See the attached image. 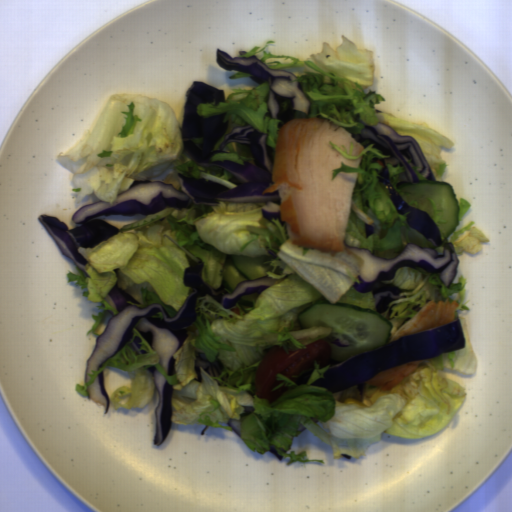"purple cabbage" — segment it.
<instances>
[{
  "mask_svg": "<svg viewBox=\"0 0 512 512\" xmlns=\"http://www.w3.org/2000/svg\"><path fill=\"white\" fill-rule=\"evenodd\" d=\"M86 391L89 400L100 404L104 408V415L107 414L110 406V396L105 388L103 370L95 377L93 383L87 386Z\"/></svg>",
  "mask_w": 512,
  "mask_h": 512,
  "instance_id": "9cd0cae8",
  "label": "purple cabbage"
},
{
  "mask_svg": "<svg viewBox=\"0 0 512 512\" xmlns=\"http://www.w3.org/2000/svg\"><path fill=\"white\" fill-rule=\"evenodd\" d=\"M461 349H465V339L458 318L452 323L403 336L394 342L355 354L330 366L323 378L309 386L325 388L336 394L393 367L414 360H431Z\"/></svg>",
  "mask_w": 512,
  "mask_h": 512,
  "instance_id": "f65ffa83",
  "label": "purple cabbage"
},
{
  "mask_svg": "<svg viewBox=\"0 0 512 512\" xmlns=\"http://www.w3.org/2000/svg\"><path fill=\"white\" fill-rule=\"evenodd\" d=\"M351 137L363 149L373 145V148L379 149L381 154L387 156L371 160V163L380 164L382 167L377 176L378 182L385 184L390 200L399 214L405 215V220L412 229L418 230L423 237L434 243L435 247L443 245L441 231L434 218L427 211L410 206L398 192V185L402 183L420 182L413 168H418V173L427 181H436L417 140L411 135H399L387 124L380 122L376 125L366 124L359 133H351ZM387 163H391L393 167L400 164L405 169L397 177V191L388 182Z\"/></svg>",
  "mask_w": 512,
  "mask_h": 512,
  "instance_id": "39781b68",
  "label": "purple cabbage"
},
{
  "mask_svg": "<svg viewBox=\"0 0 512 512\" xmlns=\"http://www.w3.org/2000/svg\"><path fill=\"white\" fill-rule=\"evenodd\" d=\"M363 230L365 232V239L370 237L375 231L374 227L371 224H367L365 221L363 225Z\"/></svg>",
  "mask_w": 512,
  "mask_h": 512,
  "instance_id": "7bc51332",
  "label": "purple cabbage"
},
{
  "mask_svg": "<svg viewBox=\"0 0 512 512\" xmlns=\"http://www.w3.org/2000/svg\"><path fill=\"white\" fill-rule=\"evenodd\" d=\"M216 63L226 70H238L250 73V80L262 84L267 82L269 93L267 108L272 119H280L278 128L290 121L296 120L299 112L307 115L310 112L311 101L302 90L297 76L286 70L270 69L258 57L252 55L249 58H232L227 51L216 48Z\"/></svg>",
  "mask_w": 512,
  "mask_h": 512,
  "instance_id": "8b30caba",
  "label": "purple cabbage"
},
{
  "mask_svg": "<svg viewBox=\"0 0 512 512\" xmlns=\"http://www.w3.org/2000/svg\"><path fill=\"white\" fill-rule=\"evenodd\" d=\"M347 252L359 258L361 267L353 288L359 293L371 292L375 299V309L380 315L388 310L391 302L399 298L401 293L413 291L403 289L396 284L385 283L394 279L396 272L402 268H421L425 272L437 274L442 284L450 287L453 283L458 268L459 258L456 254L454 243L446 242L442 254L436 252L433 247H419L409 242L407 248L395 259L376 257L371 250L350 246L344 241Z\"/></svg>",
  "mask_w": 512,
  "mask_h": 512,
  "instance_id": "9ea6ddef",
  "label": "purple cabbage"
},
{
  "mask_svg": "<svg viewBox=\"0 0 512 512\" xmlns=\"http://www.w3.org/2000/svg\"><path fill=\"white\" fill-rule=\"evenodd\" d=\"M314 372V367L313 369H307V370H304V371H301L298 375H297V378H296V385L297 387L298 386H303V385H307L312 374Z\"/></svg>",
  "mask_w": 512,
  "mask_h": 512,
  "instance_id": "45c4457a",
  "label": "purple cabbage"
},
{
  "mask_svg": "<svg viewBox=\"0 0 512 512\" xmlns=\"http://www.w3.org/2000/svg\"><path fill=\"white\" fill-rule=\"evenodd\" d=\"M255 411V407L244 406V412L240 414V419H230L227 421V426L232 427V431L240 438L241 437V425L243 421Z\"/></svg>",
  "mask_w": 512,
  "mask_h": 512,
  "instance_id": "4d1481cc",
  "label": "purple cabbage"
},
{
  "mask_svg": "<svg viewBox=\"0 0 512 512\" xmlns=\"http://www.w3.org/2000/svg\"><path fill=\"white\" fill-rule=\"evenodd\" d=\"M279 461H282L283 459V455L281 454H278L277 450L275 447L273 446H270V450H269Z\"/></svg>",
  "mask_w": 512,
  "mask_h": 512,
  "instance_id": "7f2bcce9",
  "label": "purple cabbage"
},
{
  "mask_svg": "<svg viewBox=\"0 0 512 512\" xmlns=\"http://www.w3.org/2000/svg\"><path fill=\"white\" fill-rule=\"evenodd\" d=\"M305 429H307L301 422L299 423L298 427H297V431H304Z\"/></svg>",
  "mask_w": 512,
  "mask_h": 512,
  "instance_id": "61c92939",
  "label": "purple cabbage"
},
{
  "mask_svg": "<svg viewBox=\"0 0 512 512\" xmlns=\"http://www.w3.org/2000/svg\"><path fill=\"white\" fill-rule=\"evenodd\" d=\"M200 368H202L204 372L210 377L218 378L221 376L225 367L219 360V353L216 355L214 361L211 362L210 360L206 359L204 352H197L195 355L194 367V371L196 372L197 377L194 380L202 382L203 378Z\"/></svg>",
  "mask_w": 512,
  "mask_h": 512,
  "instance_id": "38c2f254",
  "label": "purple cabbage"
},
{
  "mask_svg": "<svg viewBox=\"0 0 512 512\" xmlns=\"http://www.w3.org/2000/svg\"><path fill=\"white\" fill-rule=\"evenodd\" d=\"M331 344H333L334 346L338 347V348H344V347H348L350 346V343H347V342H344L342 341L341 339H335L333 340L332 342H330Z\"/></svg>",
  "mask_w": 512,
  "mask_h": 512,
  "instance_id": "ad9c8063",
  "label": "purple cabbage"
},
{
  "mask_svg": "<svg viewBox=\"0 0 512 512\" xmlns=\"http://www.w3.org/2000/svg\"><path fill=\"white\" fill-rule=\"evenodd\" d=\"M188 267L183 273V283L189 287L188 294L181 309L174 315L165 310L161 304H151L147 308H139L128 302L141 305L133 295L116 284L105 297L107 303L117 310L118 314L109 319L102 334L97 337V344L86 360L84 383L90 381L89 374L98 370L109 359L119 354L127 344L134 354H146L140 349L141 337L159 358V364L167 376L176 372L174 354L183 346L188 337L187 328L191 326L199 313L196 302L199 297L209 295L224 309L235 306L243 296L254 293L261 294L271 286L287 278L274 279L265 275L262 278L240 282L233 291L226 288L222 279L220 288L213 287L202 277L203 259L193 260L185 255ZM134 329L141 337L133 338ZM94 375V374H93Z\"/></svg>",
  "mask_w": 512,
  "mask_h": 512,
  "instance_id": "ea28d5fd",
  "label": "purple cabbage"
},
{
  "mask_svg": "<svg viewBox=\"0 0 512 512\" xmlns=\"http://www.w3.org/2000/svg\"><path fill=\"white\" fill-rule=\"evenodd\" d=\"M225 101V92L202 81L194 82L187 91L184 102L182 123L183 138H203L202 148L193 141H182L185 153L199 167L219 166L231 173L229 181L237 185L228 189L224 185L205 178H188L176 173L181 191L173 183L162 180H135L128 190L118 194L112 202L97 201L77 210L72 220L78 225L69 229L67 224L55 216L40 214L38 221L57 244L61 252L70 258L75 265L90 278L85 271L87 259L78 251L79 248L94 249L100 243L120 233L118 228L100 216L122 215L133 217L135 214H157L166 207H175L181 211L193 205H215L219 201L227 203L266 202L262 207L263 217L278 219L283 226L281 197L279 189L272 192L264 190L272 186L274 173L273 148L268 144V129L265 133L256 130L250 124L236 125L230 132V120L224 121L226 112L205 118L197 113L201 103H215L216 106ZM228 132V133H227ZM227 133V134H226ZM226 134V135H225ZM225 135V136H224ZM224 136L219 151H212L216 143ZM231 141L243 142L253 153L255 165L244 162L240 165L233 161L210 162L214 154L225 152L222 149Z\"/></svg>",
  "mask_w": 512,
  "mask_h": 512,
  "instance_id": "c1f60e8f",
  "label": "purple cabbage"
},
{
  "mask_svg": "<svg viewBox=\"0 0 512 512\" xmlns=\"http://www.w3.org/2000/svg\"><path fill=\"white\" fill-rule=\"evenodd\" d=\"M155 384L159 400L155 410L154 446H160L172 429L171 417L173 415V386L165 376L155 367H148Z\"/></svg>",
  "mask_w": 512,
  "mask_h": 512,
  "instance_id": "06f8d472",
  "label": "purple cabbage"
}]
</instances>
